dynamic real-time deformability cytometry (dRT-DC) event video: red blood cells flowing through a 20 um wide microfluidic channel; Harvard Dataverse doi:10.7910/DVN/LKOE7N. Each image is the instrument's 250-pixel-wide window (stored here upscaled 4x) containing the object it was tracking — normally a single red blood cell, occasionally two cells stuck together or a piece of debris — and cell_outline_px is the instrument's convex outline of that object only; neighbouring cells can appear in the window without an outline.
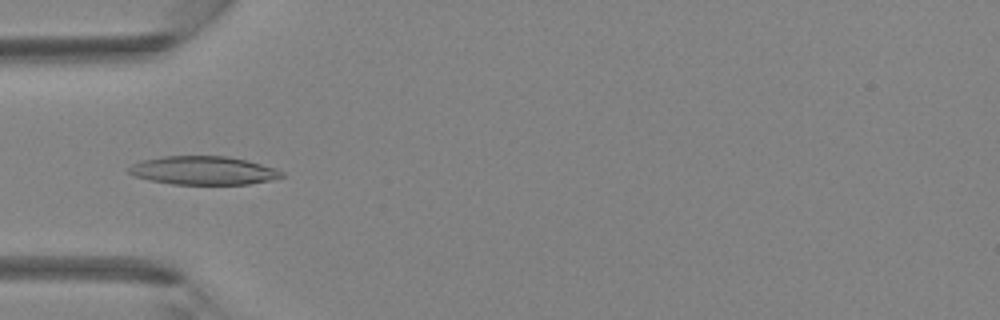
{"species": "Egyptian fruit bat (a non-hibernating species)", "species_latin": "Rousettus aegyptiacus", "temperature_condition": "room temperature", "stored_images_in_passage": 33, "camera_frame_rate_fps": 3000, "um_per_image_px": 0.085, "animal": {"sex": "female"}, "frame": {"image": 1, "passage_image": 6, "time_ms": 1.667, "image_size_px": [1000, 320], "cell_outline_px": [[284, 176], [268, 180], [248, 184], [172, 184], [148, 180], [136, 176], [128, 172], [128, 168], [132, 164], [140, 160], [164, 156], [224, 156], [244, 160], [276, 168], [284, 172]], "centroid_in_image_um": [17.24, 14.49], "position_along_channel_um": 67.8, "area_um2": 25.2}}
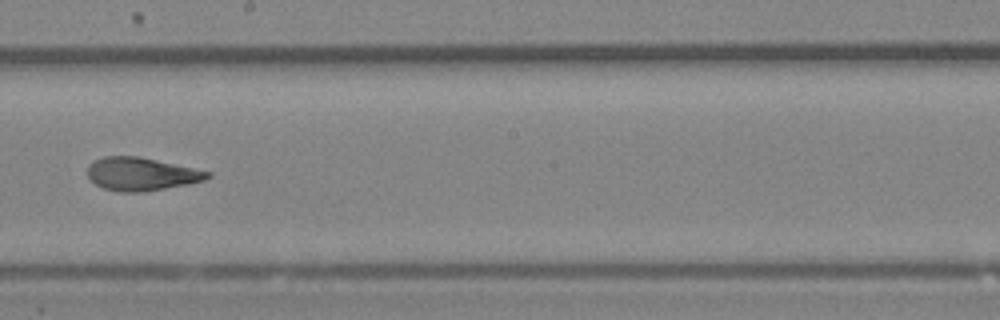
{"frame": {"image": 2, "passage_image": 17, "time_ms": 5.333, "image_size_px": [1000, 320], "cell_outline_px": [[212, 176], [204, 180], [188, 184], [144, 192], [120, 192], [104, 188], [96, 184], [88, 176], [88, 164], [92, 160], [104, 156], [140, 156], [212, 172]], "centroid_in_image_um": [12.01, 14.78], "position_along_channel_um": 236.2, "area_um2": 23.24}}
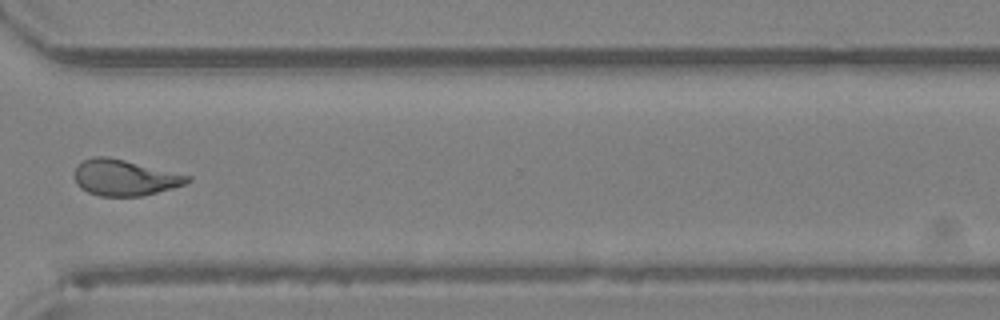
{"frame": {"image": 3, "passage_image": 25, "time_ms": 8.0, "image_size_px": [1000, 320], "cell_outline_px": [[192, 180], [184, 184], [172, 188], [140, 196], [100, 196], [88, 192], [80, 188], [76, 184], [72, 176], [72, 172], [84, 160], [92, 156], [108, 156], [192, 176]], "centroid_in_image_um": [10.55, 15.09], "position_along_channel_um": 360.1, "area_um2": 23.76}}